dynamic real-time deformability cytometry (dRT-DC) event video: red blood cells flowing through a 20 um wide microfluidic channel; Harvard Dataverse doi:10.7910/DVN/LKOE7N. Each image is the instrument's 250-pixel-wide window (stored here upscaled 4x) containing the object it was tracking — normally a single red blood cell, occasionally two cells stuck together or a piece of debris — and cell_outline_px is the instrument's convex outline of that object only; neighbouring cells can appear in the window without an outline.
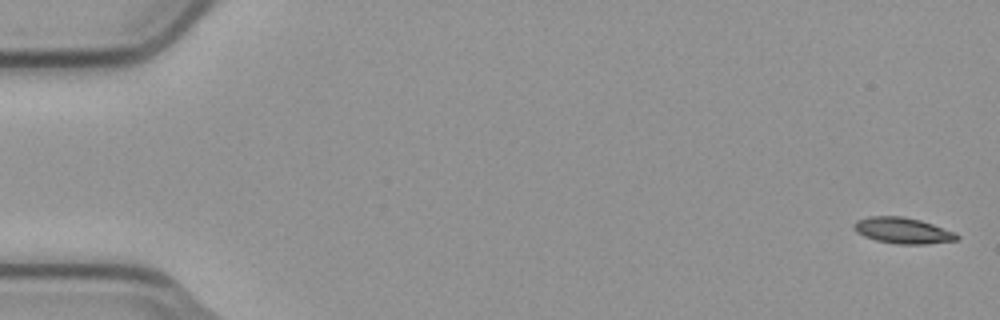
{"species": "common noctule bat (a hibernating species)", "species_latin": "Nyctalus noctula", "temperature_condition": "cold", "stored_images_in_passage": 4, "camera_frame_rate_fps": 3000, "um_per_image_px": 0.085, "animal": {"sex": "male", "body_mass_g": 23.1, "forearm_length_mm": 52.7}, "frame": {"image": 1, "passage_image": 1, "time_ms": 0.0, "image_size_px": [1000, 320], "cell_outline_px": [[960, 236], [956, 240], [924, 244], [896, 244], [876, 240], [864, 236], [856, 232], [852, 228], [852, 224], [856, 220], [868, 216], [904, 216], [920, 220], [956, 232]], "centroid_in_image_um": [76.69, 19.58], "position_along_channel_um": 8.3, "area_um2": 15.72}}